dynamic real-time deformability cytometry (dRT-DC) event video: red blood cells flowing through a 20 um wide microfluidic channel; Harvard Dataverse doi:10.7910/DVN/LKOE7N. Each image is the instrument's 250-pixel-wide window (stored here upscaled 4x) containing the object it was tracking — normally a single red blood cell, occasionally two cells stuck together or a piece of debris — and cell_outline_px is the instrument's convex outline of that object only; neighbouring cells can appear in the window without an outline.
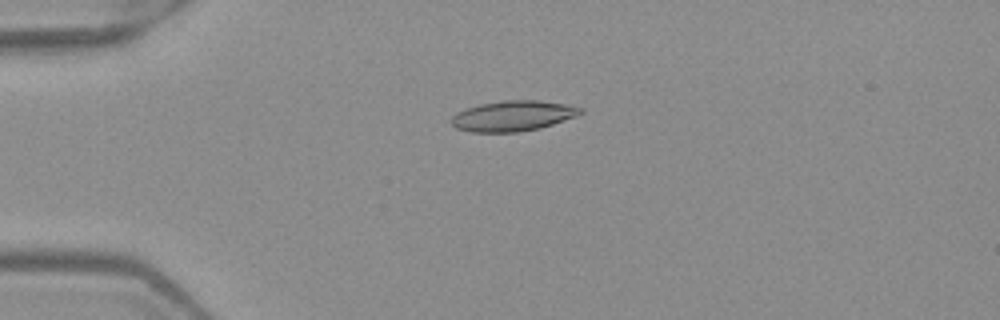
{"species": "Egyptian fruit bat (a non-hibernating species)", "species_latin": "Rousettus aegyptiacus", "temperature_condition": "warm", "stored_images_in_passage": 8, "camera_frame_rate_fps": 3000, "um_per_image_px": 0.085, "frame": {"image": 1, "passage_image": 4, "time_ms": 1.0, "image_size_px": [1000, 320], "cell_outline_px": [[584, 112], [576, 116], [540, 128], [516, 132], [472, 132], [456, 128], [448, 120], [456, 112], [480, 104], [500, 100], [540, 100], [564, 104], [584, 108]], "centroid_in_image_um": [43.58, 9.84], "position_along_channel_um": 41.4, "area_um2": 22.95}}
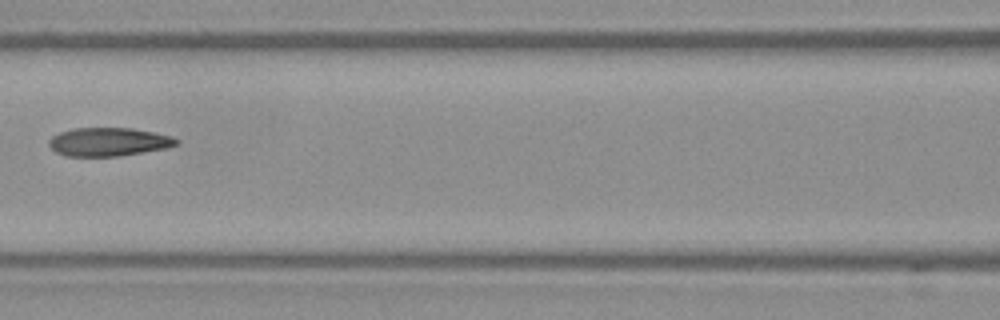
{"frame": {"image": 2, "passage_image": 7, "time_ms": 2.0, "image_size_px": [1000, 320], "cell_outline_px": [[180, 144], [164, 148], [120, 156], [64, 156], [56, 152], [48, 144], [48, 140], [52, 136], [60, 132], [72, 128], [132, 128], [156, 132], [172, 136], [180, 140]], "centroid_in_image_um": [9.24, 12.05], "position_along_channel_um": 157.4, "area_um2": 21.27}}
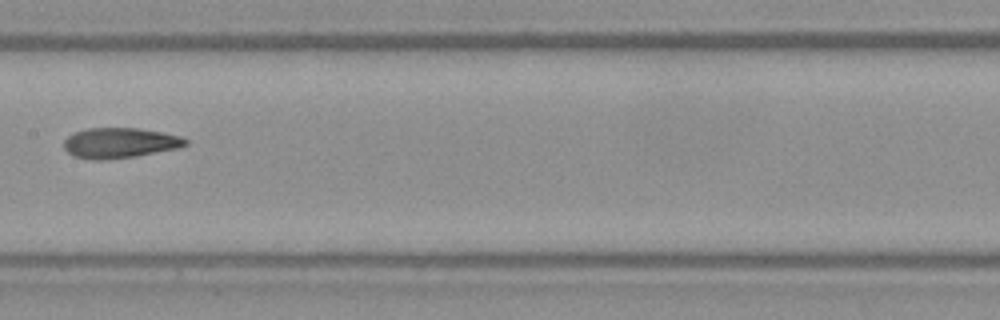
{"frame": {"image": 3, "passage_image": 8, "time_ms": 2.333, "image_size_px": [1000, 320], "cell_outline_px": [[188, 144], [180, 148], [136, 156], [108, 160], [92, 160], [72, 156], [64, 148], [64, 140], [68, 136], [76, 132], [88, 128], [140, 128], [180, 136], [188, 140]], "centroid_in_image_um": [10.18, 12.16], "position_along_channel_um": 197.2, "area_um2": 21.62}}